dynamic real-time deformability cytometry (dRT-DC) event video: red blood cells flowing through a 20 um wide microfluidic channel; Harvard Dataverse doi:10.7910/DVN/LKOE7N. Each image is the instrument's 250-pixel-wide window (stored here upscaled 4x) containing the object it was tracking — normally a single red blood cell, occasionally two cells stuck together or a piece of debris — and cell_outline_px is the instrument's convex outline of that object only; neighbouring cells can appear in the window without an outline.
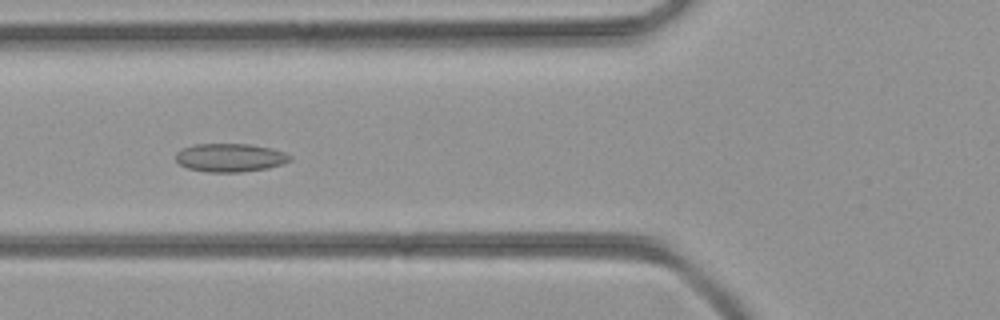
{"species": "common noctule bat (a hibernating species)", "species_latin": "Nyctalus noctula", "temperature_condition": "room temperature", "stored_images_in_passage": 39, "camera_frame_rate_fps": 3000, "um_per_image_px": 0.085, "animal": {"sex": "female", "body_mass_g": 21.9}, "frame": {"image": 1, "passage_image": 11, "time_ms": 3.333, "image_size_px": [1000, 320], "cell_outline_px": [[292, 160], [284, 164], [268, 168], [240, 172], [204, 172], [188, 168], [180, 164], [176, 160], [176, 152], [180, 148], [196, 144], [248, 144], [272, 148], [284, 152], [292, 156]], "centroid_in_image_um": [19.57, 13.4], "position_along_channel_um": 106.2, "area_um2": 19.07}}
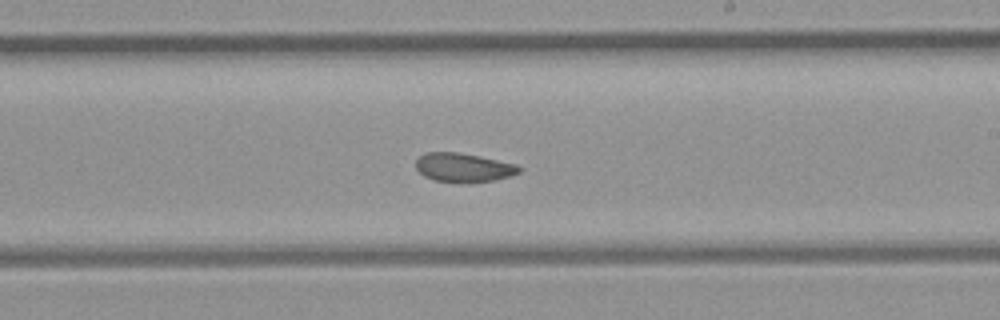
{"frame": {"image": 2, "passage_image": 20, "time_ms": 6.333, "image_size_px": [1000, 320], "cell_outline_px": [[520, 172], [508, 176], [492, 180], [460, 184], [432, 180], [424, 176], [416, 168], [416, 160], [420, 156], [428, 152], [460, 152], [516, 164], [520, 168]], "centroid_in_image_um": [39.35, 14.25], "position_along_channel_um": 249.7, "area_um2": 17.46}}
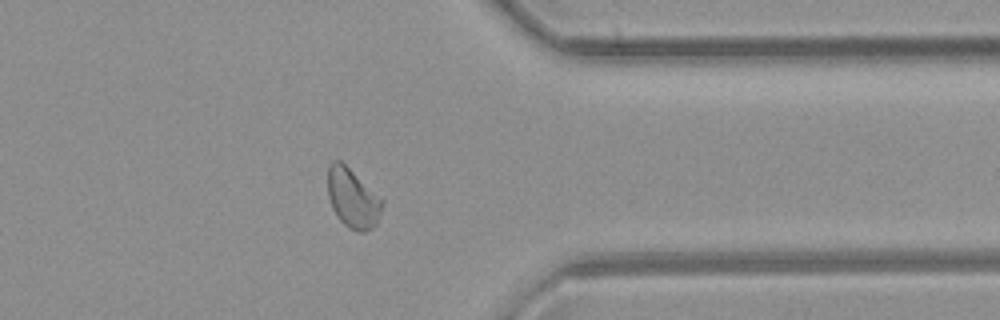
{"frame": {"image": 3, "passage_image": 29, "time_ms": 9.333, "image_size_px": [1000, 320], "cell_outline_px": [[384, 204], [376, 224], [372, 228], [364, 232], [356, 232], [348, 228], [336, 216], [332, 208], [328, 196], [328, 164], [332, 160], [340, 160], [384, 200]], "centroid_in_image_um": [29.97, 16.87], "position_along_channel_um": 381.4, "area_um2": 18.96}}